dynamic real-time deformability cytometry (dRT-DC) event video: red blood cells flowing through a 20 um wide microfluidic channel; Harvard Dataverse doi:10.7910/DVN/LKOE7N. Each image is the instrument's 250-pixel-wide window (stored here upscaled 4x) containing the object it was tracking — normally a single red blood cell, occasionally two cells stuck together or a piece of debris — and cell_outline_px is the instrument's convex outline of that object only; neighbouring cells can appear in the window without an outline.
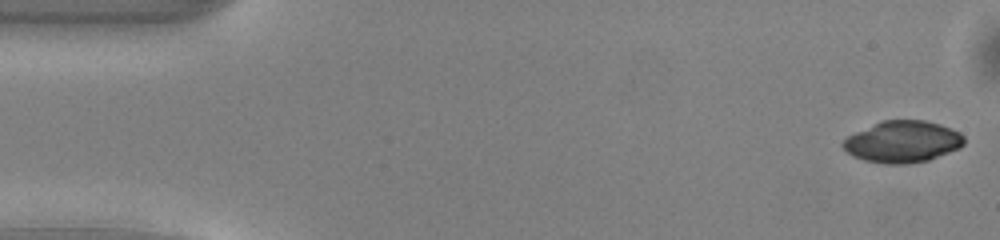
{"species": "common noctule bat (a hibernating species)", "species_latin": "Nyctalus noctula", "temperature_condition": "warm", "stored_images_in_passage": 49, "camera_frame_rate_fps": 3000, "um_per_image_px": 0.085, "animal": {"sex": "male", "body_mass_g": 13.0, "forearm_length_mm": 53.1}, "frame": {"image": 1, "passage_image": 1, "time_ms": 0.0, "image_size_px": [1000, 240], "cell_outline_px": [[964, 144], [960, 148], [928, 160], [908, 164], [884, 164], [864, 160], [852, 156], [840, 144], [848, 136], [856, 132], [884, 120], [924, 120], [940, 124], [960, 132], [964, 136]], "centroid_in_image_um": [76.74, 12.05], "position_along_channel_um": 8.3, "area_um2": 29.3}}